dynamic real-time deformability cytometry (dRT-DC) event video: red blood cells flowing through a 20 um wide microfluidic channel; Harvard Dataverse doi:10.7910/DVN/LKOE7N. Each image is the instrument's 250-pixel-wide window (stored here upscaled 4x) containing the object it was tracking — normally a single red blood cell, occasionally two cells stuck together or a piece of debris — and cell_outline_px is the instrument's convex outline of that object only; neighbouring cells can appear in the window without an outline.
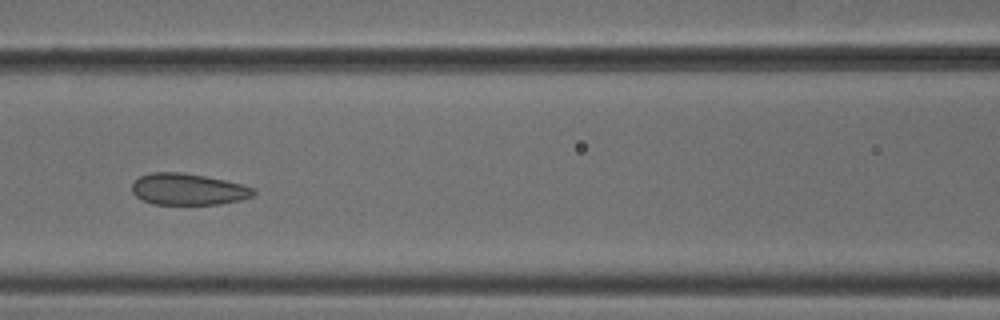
{"species": "common noctule bat (a hibernating species)", "species_latin": "Nyctalus noctula", "temperature_condition": "cold", "stored_images_in_passage": 8, "camera_frame_rate_fps": 3000, "um_per_image_px": 0.085, "animal": {"sex": "male", "body_mass_g": 18.8}, "frame": {"image": 1, "passage_image": 6, "time_ms": 1.667, "image_size_px": [1000, 320], "cell_outline_px": [[256, 192], [252, 196], [240, 200], [220, 204], [152, 204], [136, 196], [132, 192], [132, 184], [140, 176], [152, 172], [180, 172], [204, 176], [244, 184], [256, 188]], "centroid_in_image_um": [16.01, 16.08], "position_along_channel_um": 150.6, "area_um2": 22.31}}
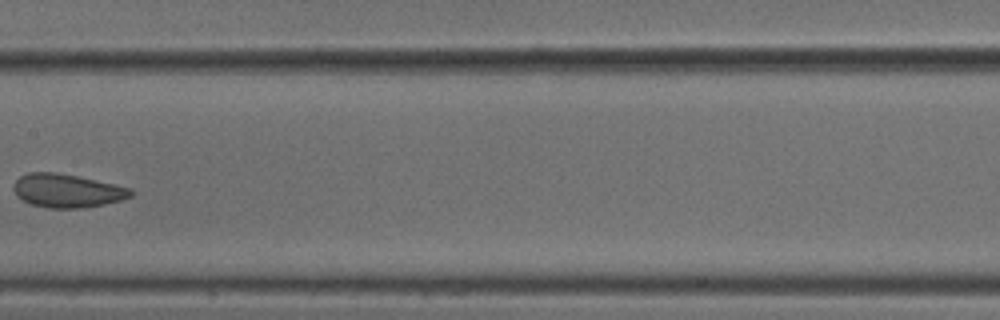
{"frame": {"image": 2, "passage_image": 7, "time_ms": 2.0, "image_size_px": [1000, 320], "cell_outline_px": [[132, 196], [120, 200], [104, 204], [84, 208], [48, 208], [32, 204], [16, 196], [12, 188], [16, 180], [20, 176], [28, 172], [56, 172], [76, 176], [132, 188]], "centroid_in_image_um": [5.68, 16.21], "position_along_channel_um": 201.7, "area_um2": 22.77}}
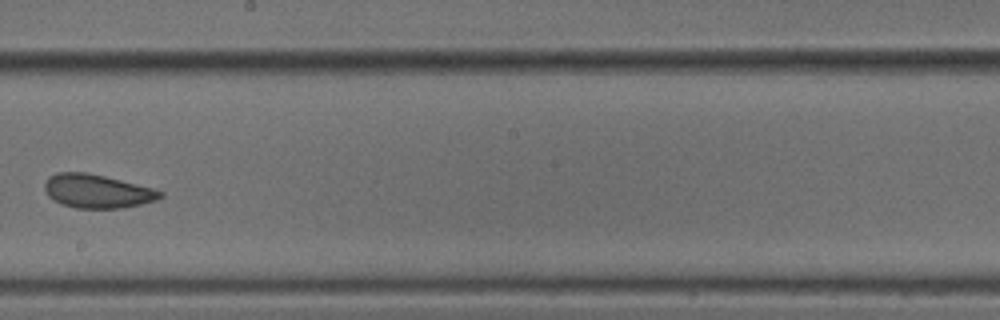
{"frame": {"image": 3, "passage_image": 8, "time_ms": 2.333, "image_size_px": [1000, 320], "cell_outline_px": [[164, 196], [156, 200], [140, 204], [120, 208], [76, 208], [52, 200], [48, 196], [44, 188], [44, 184], [48, 176], [56, 172], [84, 172], [104, 176], [152, 188], [164, 192]], "centroid_in_image_um": [8.23, 16.25], "position_along_channel_um": 240.0, "area_um2": 22.54}}